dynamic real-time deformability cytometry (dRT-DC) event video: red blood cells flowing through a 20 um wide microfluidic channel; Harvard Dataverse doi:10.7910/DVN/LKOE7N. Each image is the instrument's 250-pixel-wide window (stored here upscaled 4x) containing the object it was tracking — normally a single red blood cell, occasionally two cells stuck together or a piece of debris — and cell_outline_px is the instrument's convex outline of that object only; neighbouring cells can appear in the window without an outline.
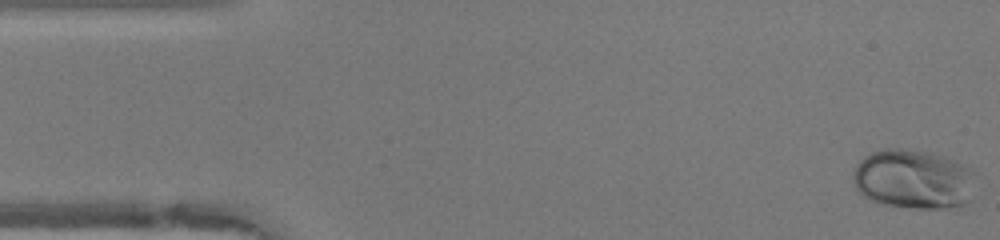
{"species": "human", "species_latin": "Homo sapiens", "temperature_condition": "warm", "stored_images_in_passage": 49, "camera_frame_rate_fps": 3000, "um_per_image_px": 0.085, "donor": {"sex": "female"}, "frame": {"image": 1, "passage_image": 1, "time_ms": 0.0, "image_size_px": [1000, 240], "cell_outline_px": [[972, 200], [964, 204], [948, 208], [916, 208], [880, 204], [868, 200], [856, 188], [852, 180], [852, 172], [856, 164], [864, 156], [872, 152], [884, 148], [900, 148], [932, 152], [956, 160], [968, 168], [972, 172]], "centroid_in_image_um": [77.59, 15.23], "position_along_channel_um": 7.4, "area_um2": 42.83}}
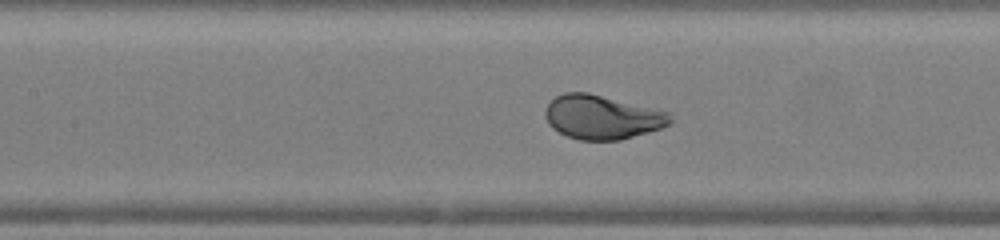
{"frame": {"image": 2, "passage_image": 21, "time_ms": 6.667, "image_size_px": [1000, 240], "cell_outline_px": [[672, 124], [648, 132], [620, 140], [580, 140], [568, 136], [552, 128], [548, 124], [544, 116], [544, 112], [548, 104], [556, 96], [564, 92], [588, 92], [672, 112]], "centroid_in_image_um": [51.2, 9.95], "position_along_channel_um": 156.2, "area_um2": 32.31}}
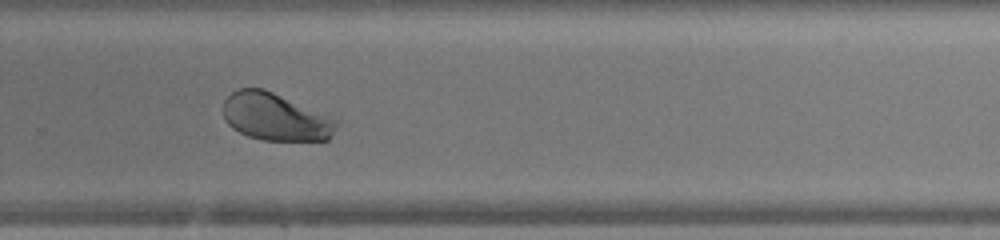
{"frame": {"image": 3, "passage_image": 32, "time_ms": 10.333, "image_size_px": [1000, 240], "cell_outline_px": [[340, 120], [336, 128], [328, 140], [264, 140], [248, 136], [232, 128], [228, 124], [224, 116], [224, 100], [232, 92], [240, 88], [264, 88]], "centroid_in_image_um": [23.43, 9.93], "position_along_channel_um": 306.4, "area_um2": 31.27}, "authors_computed_cell_mechanics": {"area_um2": 34.5066, "velocity_mm_per_s": 4.1103, "shape_relaxation_time_tau1_ms": 2.3528, "shape_relaxation_time_tau2_ms": null, "deformation_change_tau1": 0.1332, "deformation_change_tau2": null}}